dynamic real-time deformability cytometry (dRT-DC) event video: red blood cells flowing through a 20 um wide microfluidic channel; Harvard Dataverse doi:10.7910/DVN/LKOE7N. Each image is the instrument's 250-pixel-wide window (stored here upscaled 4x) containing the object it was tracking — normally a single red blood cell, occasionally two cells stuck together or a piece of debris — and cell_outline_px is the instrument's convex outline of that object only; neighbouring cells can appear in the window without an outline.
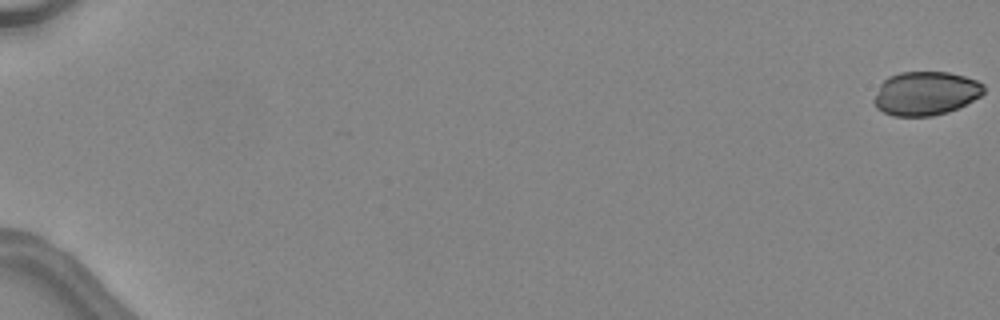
{"species": "common noctule bat (a hibernating species)", "species_latin": "Nyctalus noctula", "temperature_condition": "warm", "stored_images_in_passage": 9, "camera_frame_rate_fps": 3000, "um_per_image_px": 0.085, "animal": {"sex": "female", "body_mass_g": 24.6, "forearm_length_mm": 56.2}, "frame": {"image": 1, "passage_image": 1, "time_ms": 0.0, "image_size_px": [1000, 320], "cell_outline_px": [[984, 92], [980, 96], [948, 112], [932, 116], [892, 116], [876, 108], [872, 100], [880, 84], [888, 76], [900, 72], [948, 72], [964, 76], [976, 80], [984, 84]], "centroid_in_image_um": [78.64, 7.93], "position_along_channel_um": 6.4, "area_um2": 28.03}}